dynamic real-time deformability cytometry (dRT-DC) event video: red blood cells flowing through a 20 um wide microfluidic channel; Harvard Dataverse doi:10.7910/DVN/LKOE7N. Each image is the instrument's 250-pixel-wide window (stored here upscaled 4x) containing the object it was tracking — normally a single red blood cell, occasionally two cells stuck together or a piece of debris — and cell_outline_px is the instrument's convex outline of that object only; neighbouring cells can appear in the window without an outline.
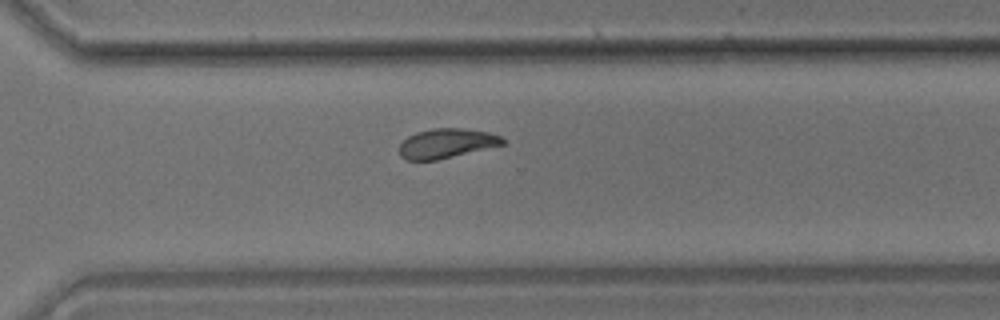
{"species": "common noctule bat (a hibernating species)", "species_latin": "Nyctalus noctula", "temperature_condition": "room temperature", "stored_images_in_passage": 11, "camera_frame_rate_fps": 3000, "um_per_image_px": 0.085, "animal": {"sex": "male", "body_mass_g": 17.9}, "frame": {"image": 1, "passage_image": 11, "time_ms": 14.0, "image_size_px": [1000, 320], "cell_outline_px": [[504, 144], [436, 160], [404, 160], [400, 156], [400, 144], [408, 136], [416, 132], [432, 128], [464, 128], [488, 132], [500, 136], [504, 140]], "centroid_in_image_um": [37.92, 12.18], "position_along_channel_um": 332.7, "area_um2": 17.63}}